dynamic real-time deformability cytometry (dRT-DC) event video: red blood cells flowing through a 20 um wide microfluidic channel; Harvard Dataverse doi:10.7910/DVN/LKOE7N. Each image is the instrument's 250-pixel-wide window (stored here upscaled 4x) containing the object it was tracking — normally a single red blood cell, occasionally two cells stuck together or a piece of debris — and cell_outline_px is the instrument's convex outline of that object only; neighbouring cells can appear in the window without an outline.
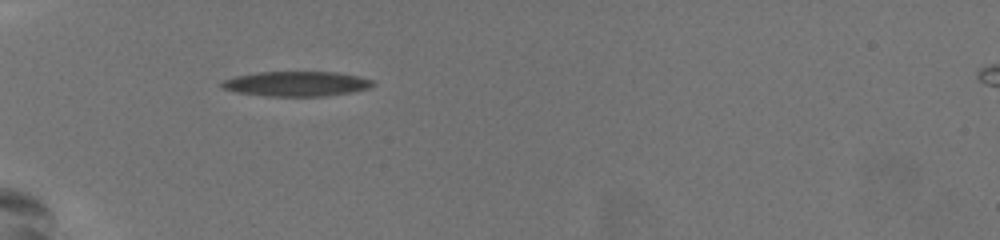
{"species": "common noctule bat (a hibernating species)", "species_latin": "Nyctalus noctula", "temperature_condition": "warm", "stored_images_in_passage": 39, "camera_frame_rate_fps": 3000, "um_per_image_px": 0.085, "animal": {"sex": "female", "body_mass_g": 19.5, "forearm_length_mm": 54.1}, "frame": {"image": 1, "passage_image": 1, "time_ms": 0.0, "image_size_px": [1000, 240], "cell_outline_px": [[376, 84], [368, 88], [348, 92], [324, 96], [264, 96], [236, 92], [224, 88], [220, 84], [224, 80], [236, 76], [260, 72], [336, 72], [360, 76], [372, 80]], "centroid_in_image_um": [25.21, 7.12], "position_along_channel_um": 59.8, "area_um2": 21.73}}
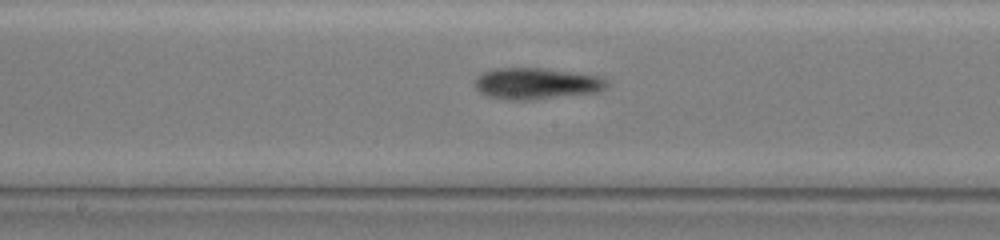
{"frame": {"image": 2, "passage_image": 14, "time_ms": 4.333, "image_size_px": [1000, 240], "cell_outline_px": [[608, 84], [604, 88], [596, 92], [528, 100], [508, 100], [488, 96], [480, 92], [476, 88], [476, 76], [484, 72], [496, 68], [540, 68], [600, 76], [608, 80]], "centroid_in_image_um": [45.57, 7.1], "position_along_channel_um": 202.6, "area_um2": 23.81}}
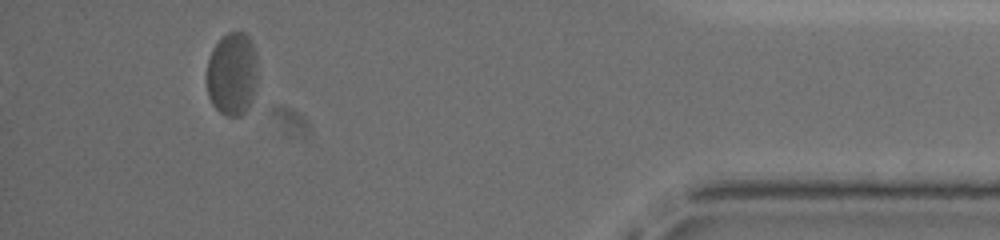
{"frame": {"image": 3, "passage_image": 35, "time_ms": 11.333, "image_size_px": [1000, 240], "cell_outline_px": [[256, 84], [252, 100], [248, 108], [240, 116], [228, 116], [220, 112], [212, 104], [208, 96], [204, 76], [208, 60], [212, 48], [228, 32], [244, 32], [248, 36], [256, 52]], "centroid_in_image_um": [19.7, 6.3], "position_along_channel_um": 415.5, "area_um2": 25.03}}